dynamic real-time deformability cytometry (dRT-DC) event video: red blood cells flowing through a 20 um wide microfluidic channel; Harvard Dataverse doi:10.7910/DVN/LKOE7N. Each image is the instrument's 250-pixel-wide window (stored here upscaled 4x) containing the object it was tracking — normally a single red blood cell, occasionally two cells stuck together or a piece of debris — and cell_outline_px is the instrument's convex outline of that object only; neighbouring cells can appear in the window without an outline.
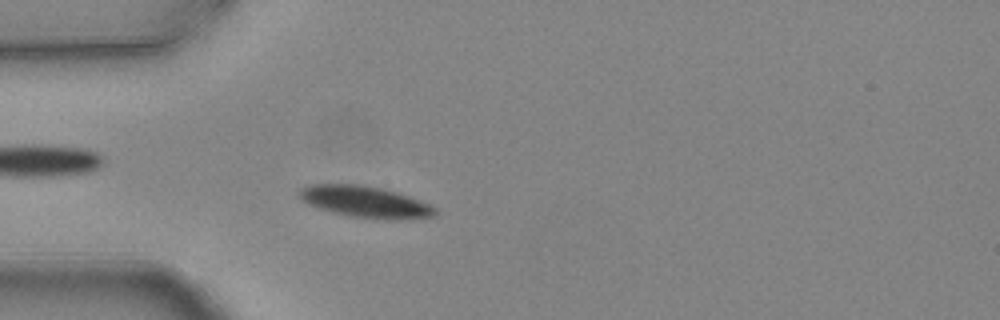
{"species": "common noctule bat (a hibernating species)", "species_latin": "Nyctalus noctula", "temperature_condition": "warm", "stored_images_in_passage": 4, "camera_frame_rate_fps": 3000, "um_per_image_px": 0.085, "animal": {"sex": "female", "body_mass_g": 24.6, "forearm_length_mm": 56.2}, "frame": {"image": 1, "passage_image": 4, "time_ms": 1.0, "image_size_px": [1000, 320], "cell_outline_px": [[436, 216], [412, 220], [396, 220], [348, 216], [332, 212], [308, 204], [300, 200], [300, 188], [308, 184], [360, 184], [384, 188], [408, 196], [428, 204], [436, 208]], "centroid_in_image_um": [31.06, 17.16], "position_along_channel_um": 53.9, "area_um2": 25.09}}